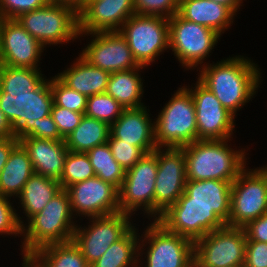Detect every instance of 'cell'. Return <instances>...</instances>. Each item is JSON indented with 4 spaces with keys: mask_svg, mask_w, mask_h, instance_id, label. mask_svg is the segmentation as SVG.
I'll use <instances>...</instances> for the list:
<instances>
[{
    "mask_svg": "<svg viewBox=\"0 0 267 267\" xmlns=\"http://www.w3.org/2000/svg\"><path fill=\"white\" fill-rule=\"evenodd\" d=\"M84 114L70 111L54 104L51 110L53 121L57 124L58 131L64 139L80 124Z\"/></svg>",
    "mask_w": 267,
    "mask_h": 267,
    "instance_id": "obj_41",
    "label": "cell"
},
{
    "mask_svg": "<svg viewBox=\"0 0 267 267\" xmlns=\"http://www.w3.org/2000/svg\"><path fill=\"white\" fill-rule=\"evenodd\" d=\"M40 69L0 65V92H32L45 80Z\"/></svg>",
    "mask_w": 267,
    "mask_h": 267,
    "instance_id": "obj_32",
    "label": "cell"
},
{
    "mask_svg": "<svg viewBox=\"0 0 267 267\" xmlns=\"http://www.w3.org/2000/svg\"><path fill=\"white\" fill-rule=\"evenodd\" d=\"M143 67L145 66L110 74L105 92L114 98L123 109H136L145 106L141 103L144 88L138 73Z\"/></svg>",
    "mask_w": 267,
    "mask_h": 267,
    "instance_id": "obj_27",
    "label": "cell"
},
{
    "mask_svg": "<svg viewBox=\"0 0 267 267\" xmlns=\"http://www.w3.org/2000/svg\"><path fill=\"white\" fill-rule=\"evenodd\" d=\"M112 155L117 163L126 171L132 168L147 153L139 147L122 140H108Z\"/></svg>",
    "mask_w": 267,
    "mask_h": 267,
    "instance_id": "obj_37",
    "label": "cell"
},
{
    "mask_svg": "<svg viewBox=\"0 0 267 267\" xmlns=\"http://www.w3.org/2000/svg\"><path fill=\"white\" fill-rule=\"evenodd\" d=\"M246 242L244 228L213 230L194 242L192 267H243Z\"/></svg>",
    "mask_w": 267,
    "mask_h": 267,
    "instance_id": "obj_8",
    "label": "cell"
},
{
    "mask_svg": "<svg viewBox=\"0 0 267 267\" xmlns=\"http://www.w3.org/2000/svg\"><path fill=\"white\" fill-rule=\"evenodd\" d=\"M147 112V108L124 109L120 117L110 125L108 140H122L136 147L142 148L147 154L152 153L155 143L154 122Z\"/></svg>",
    "mask_w": 267,
    "mask_h": 267,
    "instance_id": "obj_21",
    "label": "cell"
},
{
    "mask_svg": "<svg viewBox=\"0 0 267 267\" xmlns=\"http://www.w3.org/2000/svg\"><path fill=\"white\" fill-rule=\"evenodd\" d=\"M216 3L227 6L235 15L243 0H211Z\"/></svg>",
    "mask_w": 267,
    "mask_h": 267,
    "instance_id": "obj_47",
    "label": "cell"
},
{
    "mask_svg": "<svg viewBox=\"0 0 267 267\" xmlns=\"http://www.w3.org/2000/svg\"><path fill=\"white\" fill-rule=\"evenodd\" d=\"M96 176L86 153L69 151L61 178L58 180L62 189Z\"/></svg>",
    "mask_w": 267,
    "mask_h": 267,
    "instance_id": "obj_34",
    "label": "cell"
},
{
    "mask_svg": "<svg viewBox=\"0 0 267 267\" xmlns=\"http://www.w3.org/2000/svg\"><path fill=\"white\" fill-rule=\"evenodd\" d=\"M179 0H134L135 13L138 15L172 17L178 13Z\"/></svg>",
    "mask_w": 267,
    "mask_h": 267,
    "instance_id": "obj_38",
    "label": "cell"
},
{
    "mask_svg": "<svg viewBox=\"0 0 267 267\" xmlns=\"http://www.w3.org/2000/svg\"><path fill=\"white\" fill-rule=\"evenodd\" d=\"M157 147L158 171L154 188V220L174 205L185 191L187 181L186 158L182 148Z\"/></svg>",
    "mask_w": 267,
    "mask_h": 267,
    "instance_id": "obj_11",
    "label": "cell"
},
{
    "mask_svg": "<svg viewBox=\"0 0 267 267\" xmlns=\"http://www.w3.org/2000/svg\"><path fill=\"white\" fill-rule=\"evenodd\" d=\"M145 267H192L194 262V242L179 234L167 231L154 220L147 226L139 250L146 246ZM145 244V245H144Z\"/></svg>",
    "mask_w": 267,
    "mask_h": 267,
    "instance_id": "obj_12",
    "label": "cell"
},
{
    "mask_svg": "<svg viewBox=\"0 0 267 267\" xmlns=\"http://www.w3.org/2000/svg\"><path fill=\"white\" fill-rule=\"evenodd\" d=\"M119 32L141 66L150 65L169 48V19L166 17L134 14Z\"/></svg>",
    "mask_w": 267,
    "mask_h": 267,
    "instance_id": "obj_7",
    "label": "cell"
},
{
    "mask_svg": "<svg viewBox=\"0 0 267 267\" xmlns=\"http://www.w3.org/2000/svg\"><path fill=\"white\" fill-rule=\"evenodd\" d=\"M243 267H267V242H246Z\"/></svg>",
    "mask_w": 267,
    "mask_h": 267,
    "instance_id": "obj_42",
    "label": "cell"
},
{
    "mask_svg": "<svg viewBox=\"0 0 267 267\" xmlns=\"http://www.w3.org/2000/svg\"><path fill=\"white\" fill-rule=\"evenodd\" d=\"M54 105L77 113H85L87 96L65 85L56 75L50 80Z\"/></svg>",
    "mask_w": 267,
    "mask_h": 267,
    "instance_id": "obj_36",
    "label": "cell"
},
{
    "mask_svg": "<svg viewBox=\"0 0 267 267\" xmlns=\"http://www.w3.org/2000/svg\"><path fill=\"white\" fill-rule=\"evenodd\" d=\"M260 169L266 174V176H267V167L265 166H263V168L262 167H260Z\"/></svg>",
    "mask_w": 267,
    "mask_h": 267,
    "instance_id": "obj_50",
    "label": "cell"
},
{
    "mask_svg": "<svg viewBox=\"0 0 267 267\" xmlns=\"http://www.w3.org/2000/svg\"><path fill=\"white\" fill-rule=\"evenodd\" d=\"M19 143L27 151L36 174L59 180L69 150L65 141L22 137Z\"/></svg>",
    "mask_w": 267,
    "mask_h": 267,
    "instance_id": "obj_22",
    "label": "cell"
},
{
    "mask_svg": "<svg viewBox=\"0 0 267 267\" xmlns=\"http://www.w3.org/2000/svg\"><path fill=\"white\" fill-rule=\"evenodd\" d=\"M50 1L56 2V3H65L68 5H72L77 10H79L87 2V0H50Z\"/></svg>",
    "mask_w": 267,
    "mask_h": 267,
    "instance_id": "obj_48",
    "label": "cell"
},
{
    "mask_svg": "<svg viewBox=\"0 0 267 267\" xmlns=\"http://www.w3.org/2000/svg\"><path fill=\"white\" fill-rule=\"evenodd\" d=\"M23 267H33L26 259H23Z\"/></svg>",
    "mask_w": 267,
    "mask_h": 267,
    "instance_id": "obj_49",
    "label": "cell"
},
{
    "mask_svg": "<svg viewBox=\"0 0 267 267\" xmlns=\"http://www.w3.org/2000/svg\"><path fill=\"white\" fill-rule=\"evenodd\" d=\"M229 139L196 140L181 147L185 153L187 181L220 180L234 182L246 168V152L228 147Z\"/></svg>",
    "mask_w": 267,
    "mask_h": 267,
    "instance_id": "obj_2",
    "label": "cell"
},
{
    "mask_svg": "<svg viewBox=\"0 0 267 267\" xmlns=\"http://www.w3.org/2000/svg\"><path fill=\"white\" fill-rule=\"evenodd\" d=\"M167 231L186 237L193 242L213 230L221 229L226 223L207 206L187 205L184 191L178 201L156 220Z\"/></svg>",
    "mask_w": 267,
    "mask_h": 267,
    "instance_id": "obj_13",
    "label": "cell"
},
{
    "mask_svg": "<svg viewBox=\"0 0 267 267\" xmlns=\"http://www.w3.org/2000/svg\"><path fill=\"white\" fill-rule=\"evenodd\" d=\"M250 170V171H248ZM230 214L226 226L245 227L267 212V176L259 169H243L231 183Z\"/></svg>",
    "mask_w": 267,
    "mask_h": 267,
    "instance_id": "obj_9",
    "label": "cell"
},
{
    "mask_svg": "<svg viewBox=\"0 0 267 267\" xmlns=\"http://www.w3.org/2000/svg\"><path fill=\"white\" fill-rule=\"evenodd\" d=\"M243 228L247 241L267 242V212Z\"/></svg>",
    "mask_w": 267,
    "mask_h": 267,
    "instance_id": "obj_44",
    "label": "cell"
},
{
    "mask_svg": "<svg viewBox=\"0 0 267 267\" xmlns=\"http://www.w3.org/2000/svg\"><path fill=\"white\" fill-rule=\"evenodd\" d=\"M136 230L133 226L121 239L111 244L90 267H137L141 262L138 258L142 252H139L138 243L141 240Z\"/></svg>",
    "mask_w": 267,
    "mask_h": 267,
    "instance_id": "obj_31",
    "label": "cell"
},
{
    "mask_svg": "<svg viewBox=\"0 0 267 267\" xmlns=\"http://www.w3.org/2000/svg\"><path fill=\"white\" fill-rule=\"evenodd\" d=\"M86 154L95 175L119 190L126 171L114 159L108 142L92 148Z\"/></svg>",
    "mask_w": 267,
    "mask_h": 267,
    "instance_id": "obj_33",
    "label": "cell"
},
{
    "mask_svg": "<svg viewBox=\"0 0 267 267\" xmlns=\"http://www.w3.org/2000/svg\"><path fill=\"white\" fill-rule=\"evenodd\" d=\"M123 110L114 98L104 92L87 98L85 115L111 125L120 117Z\"/></svg>",
    "mask_w": 267,
    "mask_h": 267,
    "instance_id": "obj_35",
    "label": "cell"
},
{
    "mask_svg": "<svg viewBox=\"0 0 267 267\" xmlns=\"http://www.w3.org/2000/svg\"><path fill=\"white\" fill-rule=\"evenodd\" d=\"M93 38L81 52L91 65L110 73L140 67L119 31L87 33Z\"/></svg>",
    "mask_w": 267,
    "mask_h": 267,
    "instance_id": "obj_18",
    "label": "cell"
},
{
    "mask_svg": "<svg viewBox=\"0 0 267 267\" xmlns=\"http://www.w3.org/2000/svg\"><path fill=\"white\" fill-rule=\"evenodd\" d=\"M19 144L15 137L0 138V172L4 168L11 151Z\"/></svg>",
    "mask_w": 267,
    "mask_h": 267,
    "instance_id": "obj_45",
    "label": "cell"
},
{
    "mask_svg": "<svg viewBox=\"0 0 267 267\" xmlns=\"http://www.w3.org/2000/svg\"><path fill=\"white\" fill-rule=\"evenodd\" d=\"M71 210L88 218L120 212L118 189L97 176L77 182L67 189Z\"/></svg>",
    "mask_w": 267,
    "mask_h": 267,
    "instance_id": "obj_17",
    "label": "cell"
},
{
    "mask_svg": "<svg viewBox=\"0 0 267 267\" xmlns=\"http://www.w3.org/2000/svg\"><path fill=\"white\" fill-rule=\"evenodd\" d=\"M178 14L216 31L220 36L231 26L235 16L227 6L211 0H179Z\"/></svg>",
    "mask_w": 267,
    "mask_h": 267,
    "instance_id": "obj_24",
    "label": "cell"
},
{
    "mask_svg": "<svg viewBox=\"0 0 267 267\" xmlns=\"http://www.w3.org/2000/svg\"><path fill=\"white\" fill-rule=\"evenodd\" d=\"M201 66L198 80L234 116L256 94L261 73L257 64L250 59L235 56L213 65Z\"/></svg>",
    "mask_w": 267,
    "mask_h": 267,
    "instance_id": "obj_1",
    "label": "cell"
},
{
    "mask_svg": "<svg viewBox=\"0 0 267 267\" xmlns=\"http://www.w3.org/2000/svg\"><path fill=\"white\" fill-rule=\"evenodd\" d=\"M219 37L216 31L188 21L178 13L169 18V48L185 68L195 69L204 63Z\"/></svg>",
    "mask_w": 267,
    "mask_h": 267,
    "instance_id": "obj_10",
    "label": "cell"
},
{
    "mask_svg": "<svg viewBox=\"0 0 267 267\" xmlns=\"http://www.w3.org/2000/svg\"><path fill=\"white\" fill-rule=\"evenodd\" d=\"M134 14V0H87L78 10L79 35L119 31Z\"/></svg>",
    "mask_w": 267,
    "mask_h": 267,
    "instance_id": "obj_20",
    "label": "cell"
},
{
    "mask_svg": "<svg viewBox=\"0 0 267 267\" xmlns=\"http://www.w3.org/2000/svg\"><path fill=\"white\" fill-rule=\"evenodd\" d=\"M7 137H15V132L5 114L0 110V138Z\"/></svg>",
    "mask_w": 267,
    "mask_h": 267,
    "instance_id": "obj_46",
    "label": "cell"
},
{
    "mask_svg": "<svg viewBox=\"0 0 267 267\" xmlns=\"http://www.w3.org/2000/svg\"><path fill=\"white\" fill-rule=\"evenodd\" d=\"M130 217L132 216L127 213L118 212L89 218L92 223L88 228L76 226L72 240L80 248L90 266L107 251L111 244L121 239L133 227Z\"/></svg>",
    "mask_w": 267,
    "mask_h": 267,
    "instance_id": "obj_15",
    "label": "cell"
},
{
    "mask_svg": "<svg viewBox=\"0 0 267 267\" xmlns=\"http://www.w3.org/2000/svg\"><path fill=\"white\" fill-rule=\"evenodd\" d=\"M34 168L27 151L19 143L0 172V194L11 198L18 197L28 179L34 174Z\"/></svg>",
    "mask_w": 267,
    "mask_h": 267,
    "instance_id": "obj_26",
    "label": "cell"
},
{
    "mask_svg": "<svg viewBox=\"0 0 267 267\" xmlns=\"http://www.w3.org/2000/svg\"><path fill=\"white\" fill-rule=\"evenodd\" d=\"M62 190L58 180L34 173L25 183L20 198L21 207L29 220Z\"/></svg>",
    "mask_w": 267,
    "mask_h": 267,
    "instance_id": "obj_29",
    "label": "cell"
},
{
    "mask_svg": "<svg viewBox=\"0 0 267 267\" xmlns=\"http://www.w3.org/2000/svg\"><path fill=\"white\" fill-rule=\"evenodd\" d=\"M53 104L48 79L32 92H0V110L12 125L18 140L34 132L35 120L50 115Z\"/></svg>",
    "mask_w": 267,
    "mask_h": 267,
    "instance_id": "obj_6",
    "label": "cell"
},
{
    "mask_svg": "<svg viewBox=\"0 0 267 267\" xmlns=\"http://www.w3.org/2000/svg\"><path fill=\"white\" fill-rule=\"evenodd\" d=\"M50 0H0V16L16 19L21 14L45 6Z\"/></svg>",
    "mask_w": 267,
    "mask_h": 267,
    "instance_id": "obj_40",
    "label": "cell"
},
{
    "mask_svg": "<svg viewBox=\"0 0 267 267\" xmlns=\"http://www.w3.org/2000/svg\"><path fill=\"white\" fill-rule=\"evenodd\" d=\"M70 196L66 189L58 192L46 206L22 226V254L27 259L39 248L73 239L76 223L73 222Z\"/></svg>",
    "mask_w": 267,
    "mask_h": 267,
    "instance_id": "obj_3",
    "label": "cell"
},
{
    "mask_svg": "<svg viewBox=\"0 0 267 267\" xmlns=\"http://www.w3.org/2000/svg\"><path fill=\"white\" fill-rule=\"evenodd\" d=\"M29 137L54 141H65V139L60 135L57 124L53 121L51 114L35 120L34 132Z\"/></svg>",
    "mask_w": 267,
    "mask_h": 267,
    "instance_id": "obj_43",
    "label": "cell"
},
{
    "mask_svg": "<svg viewBox=\"0 0 267 267\" xmlns=\"http://www.w3.org/2000/svg\"><path fill=\"white\" fill-rule=\"evenodd\" d=\"M157 171V157L153 153L146 154L132 168L126 170L125 178L118 190L120 212L132 215L141 208L148 216L154 217Z\"/></svg>",
    "mask_w": 267,
    "mask_h": 267,
    "instance_id": "obj_14",
    "label": "cell"
},
{
    "mask_svg": "<svg viewBox=\"0 0 267 267\" xmlns=\"http://www.w3.org/2000/svg\"><path fill=\"white\" fill-rule=\"evenodd\" d=\"M110 137V125L84 114L80 124L65 139L66 147L72 152L86 153L105 144Z\"/></svg>",
    "mask_w": 267,
    "mask_h": 267,
    "instance_id": "obj_30",
    "label": "cell"
},
{
    "mask_svg": "<svg viewBox=\"0 0 267 267\" xmlns=\"http://www.w3.org/2000/svg\"><path fill=\"white\" fill-rule=\"evenodd\" d=\"M16 20L44 47L80 36L78 10L65 3L50 1L41 8L21 14Z\"/></svg>",
    "mask_w": 267,
    "mask_h": 267,
    "instance_id": "obj_4",
    "label": "cell"
},
{
    "mask_svg": "<svg viewBox=\"0 0 267 267\" xmlns=\"http://www.w3.org/2000/svg\"><path fill=\"white\" fill-rule=\"evenodd\" d=\"M110 74L91 65L80 55L70 68L58 73L57 77L69 88L89 97L106 91Z\"/></svg>",
    "mask_w": 267,
    "mask_h": 267,
    "instance_id": "obj_25",
    "label": "cell"
},
{
    "mask_svg": "<svg viewBox=\"0 0 267 267\" xmlns=\"http://www.w3.org/2000/svg\"><path fill=\"white\" fill-rule=\"evenodd\" d=\"M26 260L33 267H90L73 240L41 247Z\"/></svg>",
    "mask_w": 267,
    "mask_h": 267,
    "instance_id": "obj_28",
    "label": "cell"
},
{
    "mask_svg": "<svg viewBox=\"0 0 267 267\" xmlns=\"http://www.w3.org/2000/svg\"><path fill=\"white\" fill-rule=\"evenodd\" d=\"M187 89L193 97L196 111L197 140L230 139L235 116L199 80L195 88Z\"/></svg>",
    "mask_w": 267,
    "mask_h": 267,
    "instance_id": "obj_16",
    "label": "cell"
},
{
    "mask_svg": "<svg viewBox=\"0 0 267 267\" xmlns=\"http://www.w3.org/2000/svg\"><path fill=\"white\" fill-rule=\"evenodd\" d=\"M231 183L220 180L186 181L187 205L207 206L227 224L230 214Z\"/></svg>",
    "mask_w": 267,
    "mask_h": 267,
    "instance_id": "obj_23",
    "label": "cell"
},
{
    "mask_svg": "<svg viewBox=\"0 0 267 267\" xmlns=\"http://www.w3.org/2000/svg\"><path fill=\"white\" fill-rule=\"evenodd\" d=\"M44 48L16 19L2 20L0 65L40 69L37 64Z\"/></svg>",
    "mask_w": 267,
    "mask_h": 267,
    "instance_id": "obj_19",
    "label": "cell"
},
{
    "mask_svg": "<svg viewBox=\"0 0 267 267\" xmlns=\"http://www.w3.org/2000/svg\"><path fill=\"white\" fill-rule=\"evenodd\" d=\"M7 196L0 194V234L15 235L22 234V226L24 222L16 213L15 208ZM15 210V211H14Z\"/></svg>",
    "mask_w": 267,
    "mask_h": 267,
    "instance_id": "obj_39",
    "label": "cell"
},
{
    "mask_svg": "<svg viewBox=\"0 0 267 267\" xmlns=\"http://www.w3.org/2000/svg\"><path fill=\"white\" fill-rule=\"evenodd\" d=\"M154 121L157 147L181 148L197 140L196 111L190 91L182 86Z\"/></svg>",
    "mask_w": 267,
    "mask_h": 267,
    "instance_id": "obj_5",
    "label": "cell"
},
{
    "mask_svg": "<svg viewBox=\"0 0 267 267\" xmlns=\"http://www.w3.org/2000/svg\"><path fill=\"white\" fill-rule=\"evenodd\" d=\"M3 18L0 16V26H1V22H2Z\"/></svg>",
    "mask_w": 267,
    "mask_h": 267,
    "instance_id": "obj_51",
    "label": "cell"
}]
</instances>
